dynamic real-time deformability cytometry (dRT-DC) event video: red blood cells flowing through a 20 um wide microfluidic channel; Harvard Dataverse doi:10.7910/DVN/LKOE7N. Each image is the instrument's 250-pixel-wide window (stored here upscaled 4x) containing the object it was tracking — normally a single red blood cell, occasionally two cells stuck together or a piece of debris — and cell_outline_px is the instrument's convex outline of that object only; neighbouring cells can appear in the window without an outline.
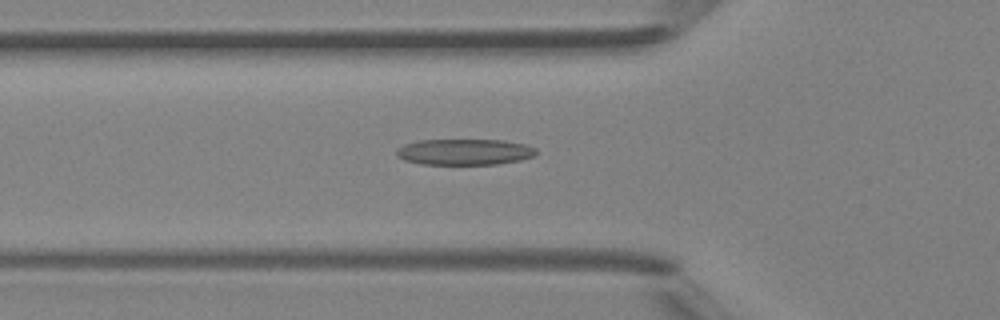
{"species": "Egyptian fruit bat (a non-hibernating species)", "species_latin": "Rousettus aegyptiacus", "temperature_condition": "room temperature", "stored_images_in_passage": 47, "camera_frame_rate_fps": 3000, "um_per_image_px": 0.085, "animal": {"sex": "female"}, "frame": {"image": 1, "passage_image": 17, "time_ms": 5.333, "image_size_px": [1000, 320], "cell_outline_px": [[540, 152], [536, 156], [520, 160], [496, 164], [424, 164], [404, 160], [396, 156], [396, 148], [404, 144], [416, 140], [504, 140], [524, 144], [536, 148]], "centroid_in_image_um": [39.5, 12.91], "position_along_channel_um": 86.3, "area_um2": 21.39}}
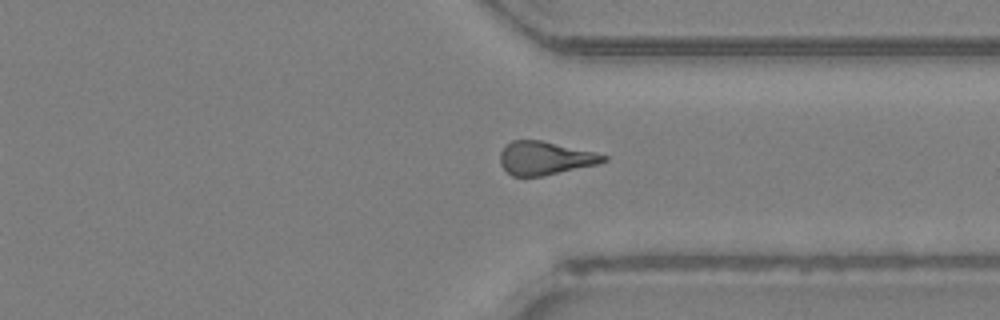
{"frame": {"image": 2, "passage_image": 36, "time_ms": 11.667, "image_size_px": [1000, 320], "cell_outline_px": [[608, 160], [600, 164], [544, 176], [512, 176], [500, 164], [500, 152], [512, 140], [544, 140], [596, 152], [608, 156]], "centroid_in_image_um": [46.38, 13.44], "position_along_channel_um": 365.0, "area_um2": 20.35}}
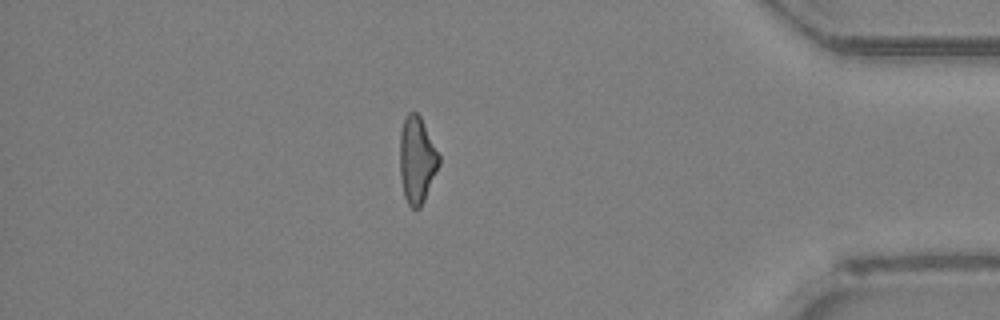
{"frame": {"image": 3, "passage_image": 41, "time_ms": 13.333, "image_size_px": [1000, 320], "cell_outline_px": [[440, 164], [424, 200], [420, 208], [412, 208], [408, 204], [404, 196], [400, 176], [400, 132], [404, 116], [408, 112], [416, 112], [420, 116], [440, 156]], "centroid_in_image_um": [35.43, 13.58], "position_along_channel_um": 399.8, "area_um2": 19.77}, "authors_computed_cell_mechanics": {"area_um2": 20.4034, "velocity_mm_per_s": 4.3915, "shape_relaxation_time_tau1_ms": 5.7024, "shape_relaxation_time_tau2_ms": 4.2393, "deformation_change_tau1": 0.1846, "deformation_change_tau2": 0.1599}}